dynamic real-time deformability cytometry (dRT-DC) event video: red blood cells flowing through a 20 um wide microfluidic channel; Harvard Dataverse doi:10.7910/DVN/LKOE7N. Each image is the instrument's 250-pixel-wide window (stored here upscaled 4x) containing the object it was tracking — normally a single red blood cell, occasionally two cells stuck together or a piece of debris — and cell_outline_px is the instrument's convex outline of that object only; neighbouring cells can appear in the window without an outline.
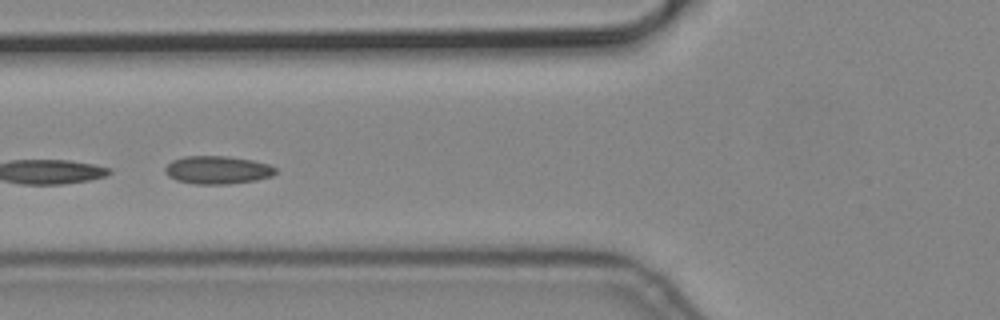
{"species": "common noctule bat (a hibernating species)", "species_latin": "Nyctalus noctula", "temperature_condition": "cold", "stored_images_in_passage": 9, "segment_of_instrument_passage": [2, 2], "camera_frame_rate_fps": 3000, "um_per_image_px": 0.085, "animal": {"sex": "male", "body_mass_g": 19.2, "forearm_length_mm": 51.8}, "frame": {"image": 1, "passage_image": 6, "time_ms": 1.667, "image_size_px": [1000, 320], "cell_outline_px": [[276, 172], [272, 176], [256, 180], [228, 184], [196, 184], [176, 180], [168, 176], [164, 172], [164, 168], [172, 160], [184, 156], [228, 156], [252, 160], [268, 164], [276, 168]], "centroid_in_image_um": [18.47, 14.44], "position_along_channel_um": 107.3, "area_um2": 18.09}}
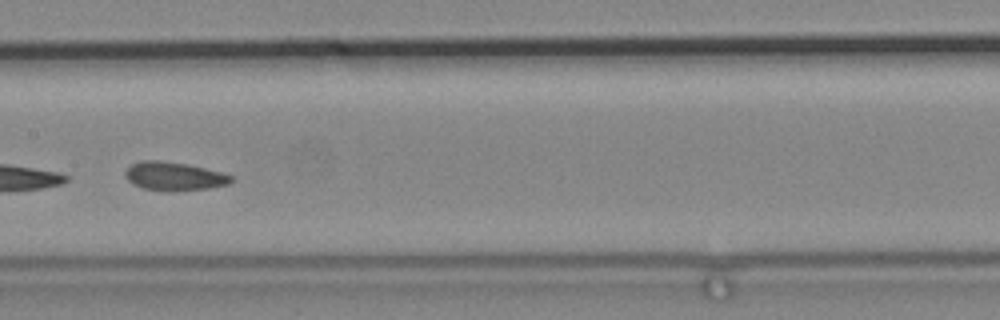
{"frame": {"image": 2, "passage_image": 8, "time_ms": 2.333, "image_size_px": [1000, 320], "cell_outline_px": [[236, 180], [228, 184], [208, 188], [168, 192], [144, 188], [132, 184], [124, 176], [124, 172], [132, 164], [140, 160], [160, 160], [188, 164], [220, 172], [232, 176]], "centroid_in_image_um": [14.78, 14.98], "position_along_channel_um": 192.6, "area_um2": 17.74}}
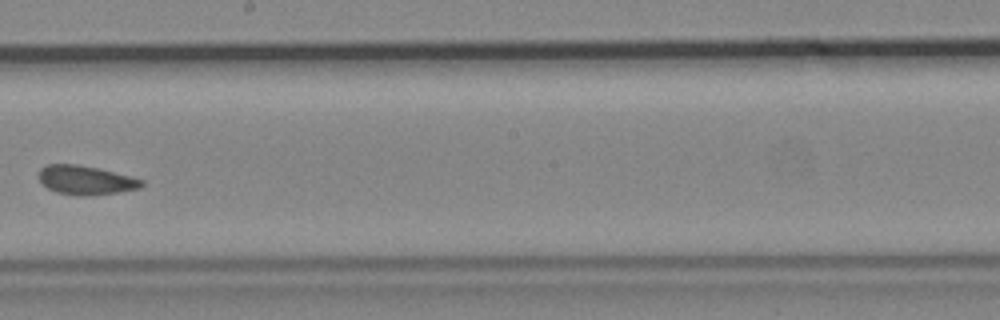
{"frame": {"image": 3, "passage_image": 9, "time_ms": 2.667, "image_size_px": [1000, 320], "cell_outline_px": [[144, 184], [140, 188], [116, 192], [88, 196], [80, 196], [56, 192], [48, 188], [40, 180], [40, 168], [48, 164], [76, 164], [96, 168], [144, 180]], "centroid_in_image_um": [7.28, 15.32], "position_along_channel_um": 240.9, "area_um2": 17.05}}